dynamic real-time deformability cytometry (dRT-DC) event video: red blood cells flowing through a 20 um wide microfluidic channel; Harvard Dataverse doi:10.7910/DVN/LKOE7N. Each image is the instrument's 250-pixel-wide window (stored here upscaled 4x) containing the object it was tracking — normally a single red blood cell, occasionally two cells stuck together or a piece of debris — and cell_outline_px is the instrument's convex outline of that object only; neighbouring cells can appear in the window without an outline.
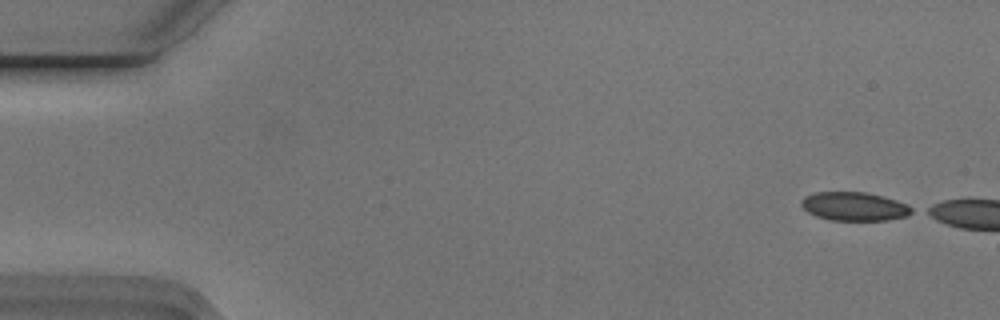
{"species": "Egyptian fruit bat (a non-hibernating species)", "species_latin": "Rousettus aegyptiacus", "temperature_condition": "cold", "stored_images_in_passage": 13, "camera_frame_rate_fps": 3000, "um_per_image_px": 0.085, "animal": {"sex": "male"}, "frame": {"image": 1, "passage_image": 1, "time_ms": 0.0, "image_size_px": [1000, 320], "cell_outline_px": [[916, 212], [908, 216], [888, 220], [828, 220], [816, 216], [808, 212], [800, 204], [800, 200], [804, 196], [816, 192], [864, 192], [884, 196], [908, 204], [916, 208]], "centroid_in_image_um": [72.67, 17.55], "position_along_channel_um": 12.3, "area_um2": 18.79}}